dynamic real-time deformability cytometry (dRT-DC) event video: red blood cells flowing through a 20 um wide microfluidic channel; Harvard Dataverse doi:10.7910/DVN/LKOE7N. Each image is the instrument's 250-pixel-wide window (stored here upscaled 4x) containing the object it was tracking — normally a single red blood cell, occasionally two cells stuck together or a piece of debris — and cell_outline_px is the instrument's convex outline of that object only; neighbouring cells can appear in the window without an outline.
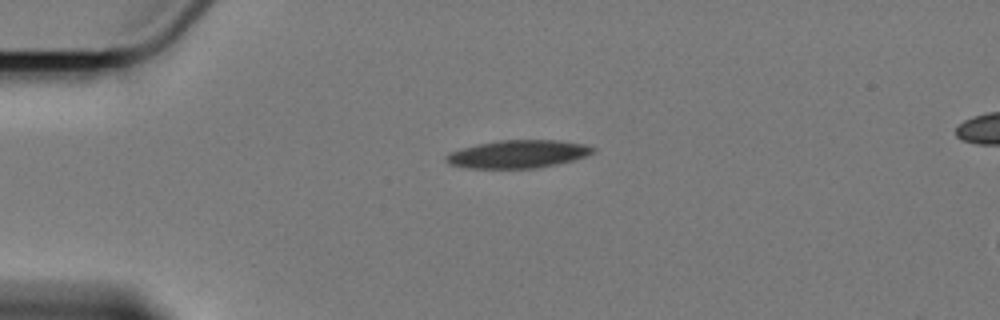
{"species": "Egyptian fruit bat (a non-hibernating species)", "species_latin": "Rousettus aegyptiacus", "temperature_condition": "cold", "stored_images_in_passage": 3, "camera_frame_rate_fps": 3000, "um_per_image_px": 0.085, "animal": {"sex": "female"}, "frame": {"image": 1, "passage_image": 1, "time_ms": 0.0, "image_size_px": [1000, 320], "cell_outline_px": [[596, 152], [588, 156], [540, 168], [468, 168], [448, 164], [444, 160], [444, 156], [452, 152], [464, 148], [480, 144], [500, 140], [560, 140], [584, 144], [596, 148]], "centroid_in_image_um": [44.08, 13.1], "position_along_channel_um": 40.9, "area_um2": 23.87}}
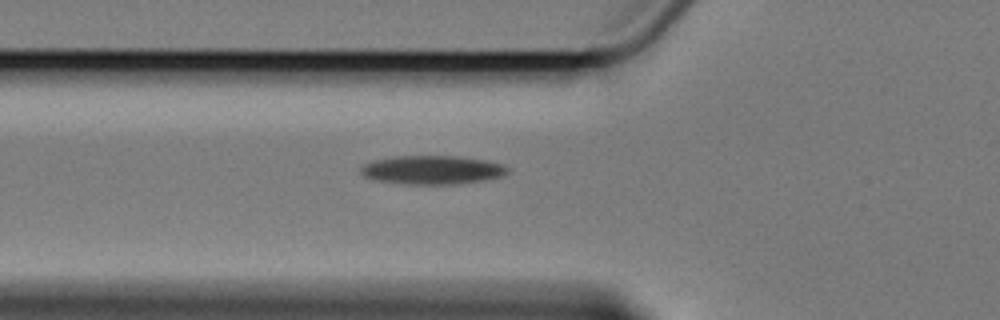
{"frame": {"image": 2, "passage_image": 3, "time_ms": 2.333, "image_size_px": [1000, 320], "cell_outline_px": [[508, 172], [504, 176], [484, 180], [452, 184], [404, 184], [376, 180], [364, 176], [360, 172], [360, 168], [364, 164], [372, 160], [392, 156], [456, 156], [488, 160], [504, 164], [508, 168]], "centroid_in_image_um": [36.74, 14.43], "position_along_channel_um": 89.1, "area_um2": 24.74}}